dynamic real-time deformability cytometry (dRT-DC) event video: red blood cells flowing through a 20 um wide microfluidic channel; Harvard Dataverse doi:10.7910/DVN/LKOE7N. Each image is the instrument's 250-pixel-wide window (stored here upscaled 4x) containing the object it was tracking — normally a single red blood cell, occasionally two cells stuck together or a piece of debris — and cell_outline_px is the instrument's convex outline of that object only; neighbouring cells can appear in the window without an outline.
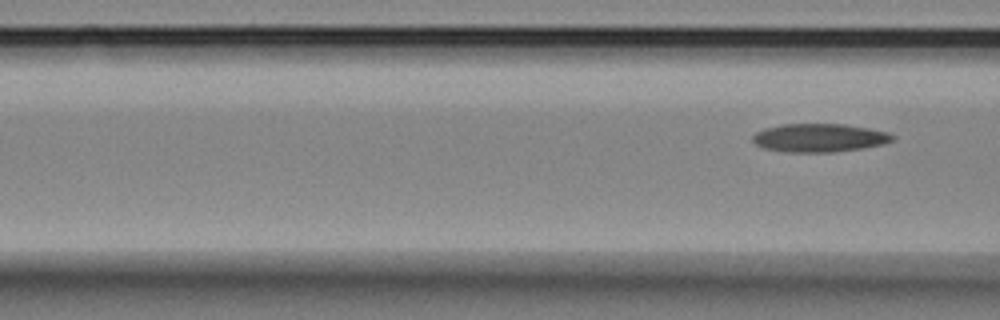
{"species": "Egyptian fruit bat (a non-hibernating species)", "species_latin": "Rousettus aegyptiacus", "temperature_condition": "room temperature", "stored_images_in_passage": 3, "camera_frame_rate_fps": 3000, "um_per_image_px": 0.085, "animal": {"sex": "female"}, "frame": {"image": 1, "passage_image": 3, "time_ms": 3.667, "image_size_px": [1000, 320], "cell_outline_px": [[896, 136], [892, 140], [884, 144], [860, 148], [832, 152], [784, 152], [764, 148], [756, 144], [752, 140], [752, 136], [756, 132], [764, 128], [780, 124], [844, 124], [868, 128], [888, 132]], "centroid_in_image_um": [69.62, 11.71], "position_along_channel_um": 97.0, "area_um2": 23.12}}